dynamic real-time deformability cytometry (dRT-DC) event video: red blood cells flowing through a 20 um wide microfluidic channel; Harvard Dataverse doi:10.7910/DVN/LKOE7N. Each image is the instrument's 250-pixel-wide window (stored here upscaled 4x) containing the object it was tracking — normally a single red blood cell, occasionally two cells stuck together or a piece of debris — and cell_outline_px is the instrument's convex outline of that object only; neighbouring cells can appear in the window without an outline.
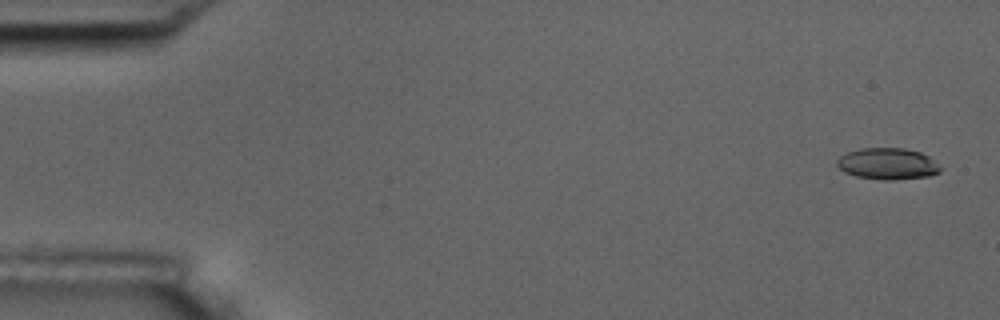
{"species": "common noctule bat (a hibernating species)", "species_latin": "Nyctalus noctula", "temperature_condition": "room temperature", "stored_images_in_passage": 7, "camera_frame_rate_fps": 3000, "um_per_image_px": 0.085, "animal": {"sex": "male", "body_mass_g": 17.5, "forearm_length_mm": 52.3}, "frame": {"image": 1, "passage_image": 1, "time_ms": 0.0, "image_size_px": [1000, 320], "cell_outline_px": [[944, 168], [940, 172], [932, 176], [892, 180], [880, 180], [856, 176], [844, 172], [836, 164], [836, 160], [840, 156], [848, 152], [860, 148], [904, 148], [920, 152], [928, 156]], "centroid_in_image_um": [75.48, 13.93], "position_along_channel_um": 9.5, "area_um2": 19.19}}